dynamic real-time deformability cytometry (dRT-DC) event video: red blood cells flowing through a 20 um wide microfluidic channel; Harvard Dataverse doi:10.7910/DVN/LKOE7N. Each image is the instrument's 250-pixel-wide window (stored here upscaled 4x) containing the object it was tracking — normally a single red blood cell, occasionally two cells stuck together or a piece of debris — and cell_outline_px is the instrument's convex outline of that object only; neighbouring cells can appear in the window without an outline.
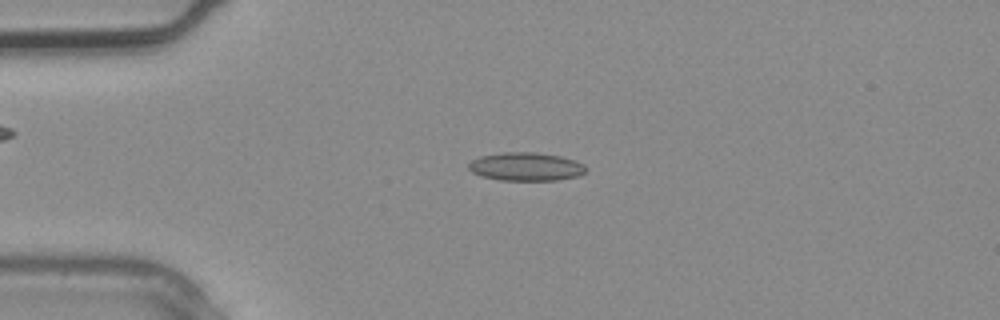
{"species": "common noctule bat (a hibernating species)", "species_latin": "Nyctalus noctula", "temperature_condition": "warm", "stored_images_in_passage": 2, "camera_frame_rate_fps": 3000, "um_per_image_px": 0.085, "animal": {"sex": "male", "body_mass_g": 20.4}, "frame": {"image": 1, "passage_image": 2, "time_ms": 0.333, "image_size_px": [1000, 320], "cell_outline_px": [[588, 168], [580, 176], [556, 180], [500, 180], [480, 176], [472, 172], [468, 168], [468, 164], [472, 160], [480, 156], [500, 152], [536, 152], [560, 156], [576, 160], [584, 164]], "centroid_in_image_um": [44.72, 14.16], "position_along_channel_um": 40.3, "area_um2": 19.59}}